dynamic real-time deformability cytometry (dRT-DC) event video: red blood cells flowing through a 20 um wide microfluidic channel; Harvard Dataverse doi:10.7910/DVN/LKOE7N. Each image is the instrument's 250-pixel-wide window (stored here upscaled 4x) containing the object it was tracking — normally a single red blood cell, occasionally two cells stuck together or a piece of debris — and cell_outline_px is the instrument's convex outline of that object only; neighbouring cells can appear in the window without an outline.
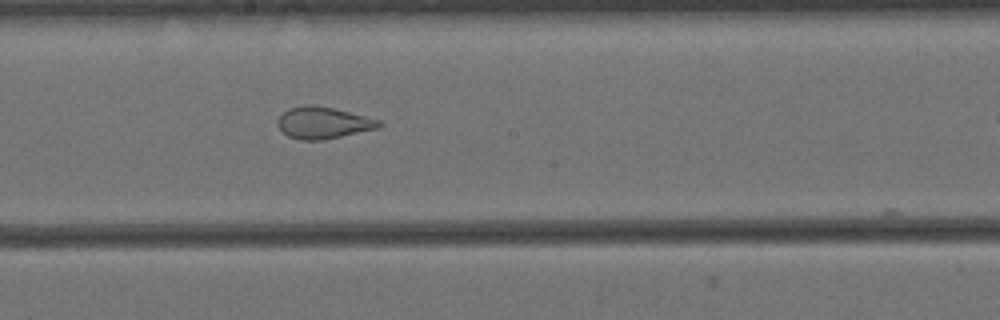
{"species": "Egyptian fruit bat (a non-hibernating species)", "species_latin": "Rousettus aegyptiacus", "temperature_condition": "cold", "stored_images_in_passage": 33, "camera_frame_rate_fps": 3000, "um_per_image_px": 0.085, "animal": {"sex": "female"}, "frame": {"image": 1, "passage_image": 17, "time_ms": 5.333, "image_size_px": [1000, 320], "cell_outline_px": [[384, 124], [380, 128], [324, 140], [300, 140], [288, 136], [280, 132], [276, 124], [276, 120], [288, 108], [308, 104], [332, 108], [380, 120]], "centroid_in_image_um": [27.44, 10.45], "position_along_channel_um": 220.8, "area_um2": 18.9}}
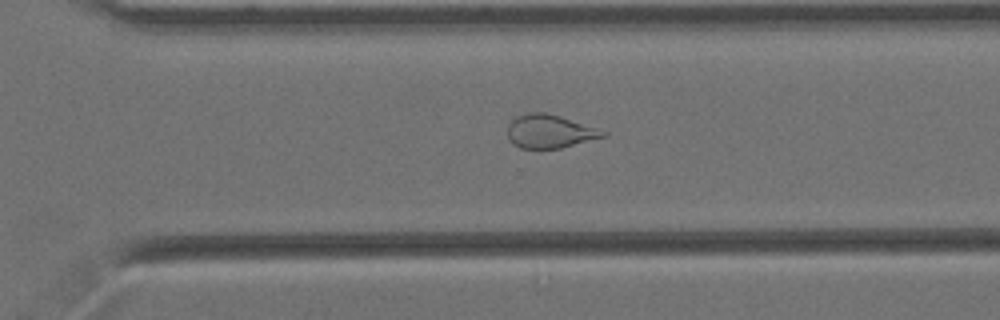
{"frame": {"image": 2, "passage_image": 26, "time_ms": 8.333, "image_size_px": [1000, 320], "cell_outline_px": [[608, 136], [560, 148], [520, 148], [512, 144], [508, 140], [508, 124], [516, 116], [528, 112], [544, 112], [560, 116], [608, 132]], "centroid_in_image_um": [46.7, 11.17], "position_along_channel_um": 323.9, "area_um2": 18.61}}
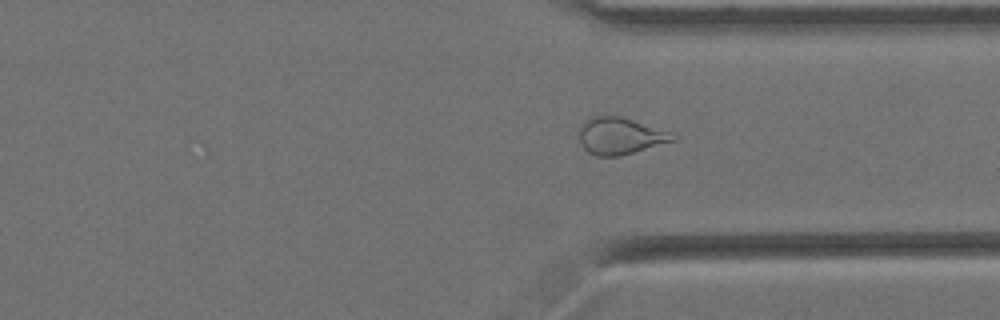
{"frame": {"image": 3, "passage_image": 29, "time_ms": 9.333, "image_size_px": [1000, 320], "cell_outline_px": [[680, 136], [676, 140], [620, 156], [596, 156], [588, 152], [580, 144], [580, 128], [584, 120], [588, 116], [620, 116]], "centroid_in_image_um": [52.68, 11.56], "position_along_channel_um": 358.7, "area_um2": 19.94}}